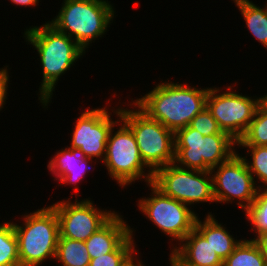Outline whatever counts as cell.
I'll return each mask as SVG.
<instances>
[{
    "mask_svg": "<svg viewBox=\"0 0 267 266\" xmlns=\"http://www.w3.org/2000/svg\"><path fill=\"white\" fill-rule=\"evenodd\" d=\"M208 88L188 86L170 81L158 83L143 97L132 101L149 118L159 121L174 133L189 125L206 107Z\"/></svg>",
    "mask_w": 267,
    "mask_h": 266,
    "instance_id": "1",
    "label": "cell"
},
{
    "mask_svg": "<svg viewBox=\"0 0 267 266\" xmlns=\"http://www.w3.org/2000/svg\"><path fill=\"white\" fill-rule=\"evenodd\" d=\"M24 37L40 56L43 80L38 98L44 108L48 106L59 77L73 66L85 51L70 37L57 31L48 22L26 28Z\"/></svg>",
    "mask_w": 267,
    "mask_h": 266,
    "instance_id": "2",
    "label": "cell"
},
{
    "mask_svg": "<svg viewBox=\"0 0 267 266\" xmlns=\"http://www.w3.org/2000/svg\"><path fill=\"white\" fill-rule=\"evenodd\" d=\"M55 19L48 21L57 31L72 38L85 52L102 37L114 18L108 0H64Z\"/></svg>",
    "mask_w": 267,
    "mask_h": 266,
    "instance_id": "3",
    "label": "cell"
},
{
    "mask_svg": "<svg viewBox=\"0 0 267 266\" xmlns=\"http://www.w3.org/2000/svg\"><path fill=\"white\" fill-rule=\"evenodd\" d=\"M175 160L179 167L199 171H211L234 153L237 141L228 133L202 135L189 125L174 133Z\"/></svg>",
    "mask_w": 267,
    "mask_h": 266,
    "instance_id": "4",
    "label": "cell"
},
{
    "mask_svg": "<svg viewBox=\"0 0 267 266\" xmlns=\"http://www.w3.org/2000/svg\"><path fill=\"white\" fill-rule=\"evenodd\" d=\"M23 219L20 225L13 222L20 266H39L48 258L54 259L60 236L55 210L44 207L23 215Z\"/></svg>",
    "mask_w": 267,
    "mask_h": 266,
    "instance_id": "5",
    "label": "cell"
},
{
    "mask_svg": "<svg viewBox=\"0 0 267 266\" xmlns=\"http://www.w3.org/2000/svg\"><path fill=\"white\" fill-rule=\"evenodd\" d=\"M131 105L135 109L120 107V119L134 134L144 164L154 173L158 168L174 163V132L136 109L134 103Z\"/></svg>",
    "mask_w": 267,
    "mask_h": 266,
    "instance_id": "6",
    "label": "cell"
},
{
    "mask_svg": "<svg viewBox=\"0 0 267 266\" xmlns=\"http://www.w3.org/2000/svg\"><path fill=\"white\" fill-rule=\"evenodd\" d=\"M117 125L120 126L117 131H114L115 126L110 131L103 160L109 176L121 187L142 178L147 184L152 182L153 172L147 170L145 173L148 167L142 161L131 129L121 119Z\"/></svg>",
    "mask_w": 267,
    "mask_h": 266,
    "instance_id": "7",
    "label": "cell"
},
{
    "mask_svg": "<svg viewBox=\"0 0 267 266\" xmlns=\"http://www.w3.org/2000/svg\"><path fill=\"white\" fill-rule=\"evenodd\" d=\"M211 171L179 167L175 163L158 168L152 183L165 195L186 205L215 202Z\"/></svg>",
    "mask_w": 267,
    "mask_h": 266,
    "instance_id": "8",
    "label": "cell"
},
{
    "mask_svg": "<svg viewBox=\"0 0 267 266\" xmlns=\"http://www.w3.org/2000/svg\"><path fill=\"white\" fill-rule=\"evenodd\" d=\"M149 197L138 201V208L163 233L179 244L195 228L197 215L188 205L165 195L152 182Z\"/></svg>",
    "mask_w": 267,
    "mask_h": 266,
    "instance_id": "9",
    "label": "cell"
},
{
    "mask_svg": "<svg viewBox=\"0 0 267 266\" xmlns=\"http://www.w3.org/2000/svg\"><path fill=\"white\" fill-rule=\"evenodd\" d=\"M233 86H227L220 93L218 88H209L206 107L217 121L219 128L238 141L246 132L252 121L261 97L251 98L232 91Z\"/></svg>",
    "mask_w": 267,
    "mask_h": 266,
    "instance_id": "10",
    "label": "cell"
},
{
    "mask_svg": "<svg viewBox=\"0 0 267 266\" xmlns=\"http://www.w3.org/2000/svg\"><path fill=\"white\" fill-rule=\"evenodd\" d=\"M211 174L216 203H232L238 200L239 208L246 211L255 200L259 189L258 185L256 186L257 182L254 181L244 158L238 152L212 168Z\"/></svg>",
    "mask_w": 267,
    "mask_h": 266,
    "instance_id": "11",
    "label": "cell"
},
{
    "mask_svg": "<svg viewBox=\"0 0 267 266\" xmlns=\"http://www.w3.org/2000/svg\"><path fill=\"white\" fill-rule=\"evenodd\" d=\"M111 111L116 114L117 120H112L107 106L92 110L87 108L82 112L75 122L69 147L86 158H100L103 162L110 131L120 121V107Z\"/></svg>",
    "mask_w": 267,
    "mask_h": 266,
    "instance_id": "12",
    "label": "cell"
},
{
    "mask_svg": "<svg viewBox=\"0 0 267 266\" xmlns=\"http://www.w3.org/2000/svg\"><path fill=\"white\" fill-rule=\"evenodd\" d=\"M59 221V237L86 241L102 227L116 212L95 208L92 200L83 199L71 202L67 199L51 205Z\"/></svg>",
    "mask_w": 267,
    "mask_h": 266,
    "instance_id": "13",
    "label": "cell"
},
{
    "mask_svg": "<svg viewBox=\"0 0 267 266\" xmlns=\"http://www.w3.org/2000/svg\"><path fill=\"white\" fill-rule=\"evenodd\" d=\"M117 212L86 241L90 258L113 252L130 234L131 228Z\"/></svg>",
    "mask_w": 267,
    "mask_h": 266,
    "instance_id": "14",
    "label": "cell"
},
{
    "mask_svg": "<svg viewBox=\"0 0 267 266\" xmlns=\"http://www.w3.org/2000/svg\"><path fill=\"white\" fill-rule=\"evenodd\" d=\"M178 245L171 252L185 266H223L210 243L195 228Z\"/></svg>",
    "mask_w": 267,
    "mask_h": 266,
    "instance_id": "15",
    "label": "cell"
},
{
    "mask_svg": "<svg viewBox=\"0 0 267 266\" xmlns=\"http://www.w3.org/2000/svg\"><path fill=\"white\" fill-rule=\"evenodd\" d=\"M92 162V158H86L77 150L66 147L58 152L50 159L47 165L49 171L55 176L54 180H59L61 184L74 185L80 182L85 173L88 172V164Z\"/></svg>",
    "mask_w": 267,
    "mask_h": 266,
    "instance_id": "16",
    "label": "cell"
},
{
    "mask_svg": "<svg viewBox=\"0 0 267 266\" xmlns=\"http://www.w3.org/2000/svg\"><path fill=\"white\" fill-rule=\"evenodd\" d=\"M205 220L202 222L197 217L195 229L210 243L213 250L224 261L240 243V240H235L226 227L218 223L211 213H208Z\"/></svg>",
    "mask_w": 267,
    "mask_h": 266,
    "instance_id": "17",
    "label": "cell"
},
{
    "mask_svg": "<svg viewBox=\"0 0 267 266\" xmlns=\"http://www.w3.org/2000/svg\"><path fill=\"white\" fill-rule=\"evenodd\" d=\"M252 35L267 49V3L264 8L250 0H233Z\"/></svg>",
    "mask_w": 267,
    "mask_h": 266,
    "instance_id": "18",
    "label": "cell"
},
{
    "mask_svg": "<svg viewBox=\"0 0 267 266\" xmlns=\"http://www.w3.org/2000/svg\"><path fill=\"white\" fill-rule=\"evenodd\" d=\"M55 259L62 266H89L90 255L84 241L59 237Z\"/></svg>",
    "mask_w": 267,
    "mask_h": 266,
    "instance_id": "19",
    "label": "cell"
},
{
    "mask_svg": "<svg viewBox=\"0 0 267 266\" xmlns=\"http://www.w3.org/2000/svg\"><path fill=\"white\" fill-rule=\"evenodd\" d=\"M223 266H267V264L258 244L253 239H244L223 261Z\"/></svg>",
    "mask_w": 267,
    "mask_h": 266,
    "instance_id": "20",
    "label": "cell"
},
{
    "mask_svg": "<svg viewBox=\"0 0 267 266\" xmlns=\"http://www.w3.org/2000/svg\"><path fill=\"white\" fill-rule=\"evenodd\" d=\"M237 146H267V106L262 101Z\"/></svg>",
    "mask_w": 267,
    "mask_h": 266,
    "instance_id": "21",
    "label": "cell"
},
{
    "mask_svg": "<svg viewBox=\"0 0 267 266\" xmlns=\"http://www.w3.org/2000/svg\"><path fill=\"white\" fill-rule=\"evenodd\" d=\"M0 266H20L18 239L13 222L0 224Z\"/></svg>",
    "mask_w": 267,
    "mask_h": 266,
    "instance_id": "22",
    "label": "cell"
},
{
    "mask_svg": "<svg viewBox=\"0 0 267 266\" xmlns=\"http://www.w3.org/2000/svg\"><path fill=\"white\" fill-rule=\"evenodd\" d=\"M133 228L131 234L113 251L90 260L89 266H122L137 252L136 243L133 240Z\"/></svg>",
    "mask_w": 267,
    "mask_h": 266,
    "instance_id": "23",
    "label": "cell"
},
{
    "mask_svg": "<svg viewBox=\"0 0 267 266\" xmlns=\"http://www.w3.org/2000/svg\"><path fill=\"white\" fill-rule=\"evenodd\" d=\"M245 216L250 221L255 236L267 232V189H258L253 203L245 211Z\"/></svg>",
    "mask_w": 267,
    "mask_h": 266,
    "instance_id": "24",
    "label": "cell"
},
{
    "mask_svg": "<svg viewBox=\"0 0 267 266\" xmlns=\"http://www.w3.org/2000/svg\"><path fill=\"white\" fill-rule=\"evenodd\" d=\"M247 148V153L250 154L252 161L243 157L252 174L254 181L259 180V189H267V146H242ZM249 148V149H248ZM248 160V161H247ZM262 184V185H261Z\"/></svg>",
    "mask_w": 267,
    "mask_h": 266,
    "instance_id": "25",
    "label": "cell"
},
{
    "mask_svg": "<svg viewBox=\"0 0 267 266\" xmlns=\"http://www.w3.org/2000/svg\"><path fill=\"white\" fill-rule=\"evenodd\" d=\"M189 126L198 130L204 136L218 134L222 131L207 107H205L191 120Z\"/></svg>",
    "mask_w": 267,
    "mask_h": 266,
    "instance_id": "26",
    "label": "cell"
},
{
    "mask_svg": "<svg viewBox=\"0 0 267 266\" xmlns=\"http://www.w3.org/2000/svg\"><path fill=\"white\" fill-rule=\"evenodd\" d=\"M9 80L8 68L4 66V68L0 69V111L3 109V105L6 104Z\"/></svg>",
    "mask_w": 267,
    "mask_h": 266,
    "instance_id": "27",
    "label": "cell"
},
{
    "mask_svg": "<svg viewBox=\"0 0 267 266\" xmlns=\"http://www.w3.org/2000/svg\"><path fill=\"white\" fill-rule=\"evenodd\" d=\"M253 240L260 247V250H261L263 257L265 258L266 264H267V232L253 238Z\"/></svg>",
    "mask_w": 267,
    "mask_h": 266,
    "instance_id": "28",
    "label": "cell"
},
{
    "mask_svg": "<svg viewBox=\"0 0 267 266\" xmlns=\"http://www.w3.org/2000/svg\"><path fill=\"white\" fill-rule=\"evenodd\" d=\"M14 5L16 4L17 6H35L39 3V0H10Z\"/></svg>",
    "mask_w": 267,
    "mask_h": 266,
    "instance_id": "29",
    "label": "cell"
},
{
    "mask_svg": "<svg viewBox=\"0 0 267 266\" xmlns=\"http://www.w3.org/2000/svg\"><path fill=\"white\" fill-rule=\"evenodd\" d=\"M135 256V258H134ZM143 262L138 260V258H136V255H133L127 262H125L122 266H145L144 264H142Z\"/></svg>",
    "mask_w": 267,
    "mask_h": 266,
    "instance_id": "30",
    "label": "cell"
},
{
    "mask_svg": "<svg viewBox=\"0 0 267 266\" xmlns=\"http://www.w3.org/2000/svg\"><path fill=\"white\" fill-rule=\"evenodd\" d=\"M169 261L170 266H185L172 252Z\"/></svg>",
    "mask_w": 267,
    "mask_h": 266,
    "instance_id": "31",
    "label": "cell"
},
{
    "mask_svg": "<svg viewBox=\"0 0 267 266\" xmlns=\"http://www.w3.org/2000/svg\"><path fill=\"white\" fill-rule=\"evenodd\" d=\"M261 101L267 106V94L261 97Z\"/></svg>",
    "mask_w": 267,
    "mask_h": 266,
    "instance_id": "32",
    "label": "cell"
}]
</instances>
